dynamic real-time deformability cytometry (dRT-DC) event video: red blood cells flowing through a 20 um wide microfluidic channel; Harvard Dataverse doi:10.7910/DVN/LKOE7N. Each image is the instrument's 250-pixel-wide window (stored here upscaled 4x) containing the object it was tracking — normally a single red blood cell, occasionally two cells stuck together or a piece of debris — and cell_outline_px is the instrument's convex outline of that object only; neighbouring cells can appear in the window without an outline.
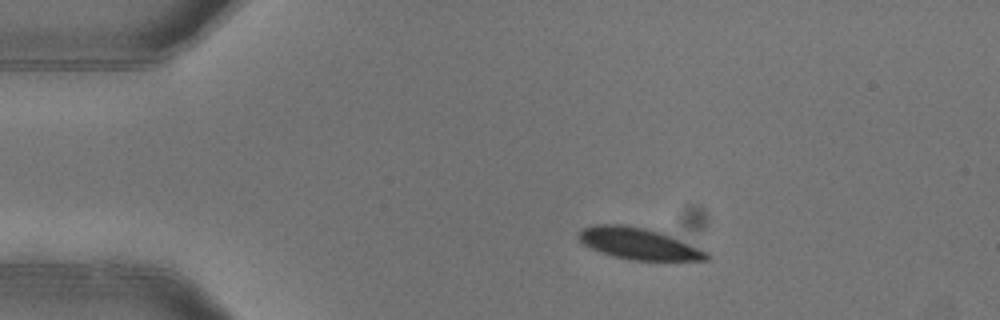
{"species": "common noctule bat (a hibernating species)", "species_latin": "Nyctalus noctula", "temperature_condition": "warm", "stored_images_in_passage": 4, "camera_frame_rate_fps": 3000, "um_per_image_px": 0.085, "animal": {"sex": "female"}, "frame": {"image": 1, "passage_image": 1, "time_ms": 0.0, "image_size_px": [1000, 320], "cell_outline_px": [[712, 256], [708, 260], [632, 260], [612, 256], [600, 252], [584, 244], [576, 236], [584, 228], [596, 224], [624, 224], [644, 228], [660, 232], [700, 248], [708, 252]], "centroid_in_image_um": [54.29, 20.71], "position_along_channel_um": 30.7, "area_um2": 23.35}}
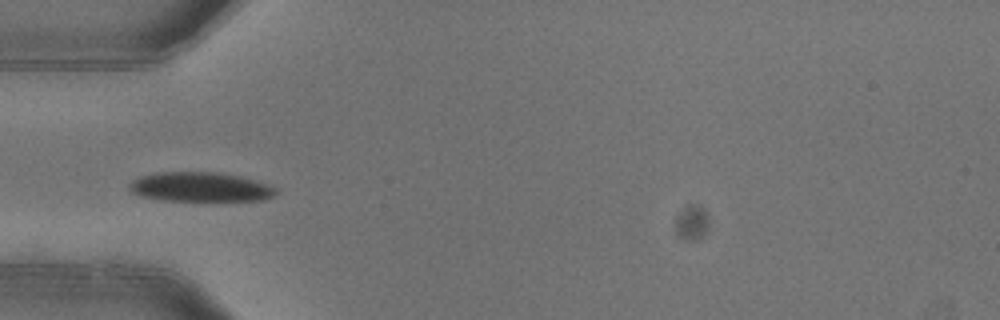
{"frame": {"image": 2, "passage_image": 3, "time_ms": 0.667, "image_size_px": [1000, 320], "cell_outline_px": [[276, 192], [272, 196], [260, 200], [160, 200], [140, 196], [132, 192], [128, 188], [140, 176], [156, 172], [216, 172], [240, 176], [256, 180], [276, 188]], "centroid_in_image_um": [17.01, 15.88], "position_along_channel_um": 68.0, "area_um2": 24.8}}